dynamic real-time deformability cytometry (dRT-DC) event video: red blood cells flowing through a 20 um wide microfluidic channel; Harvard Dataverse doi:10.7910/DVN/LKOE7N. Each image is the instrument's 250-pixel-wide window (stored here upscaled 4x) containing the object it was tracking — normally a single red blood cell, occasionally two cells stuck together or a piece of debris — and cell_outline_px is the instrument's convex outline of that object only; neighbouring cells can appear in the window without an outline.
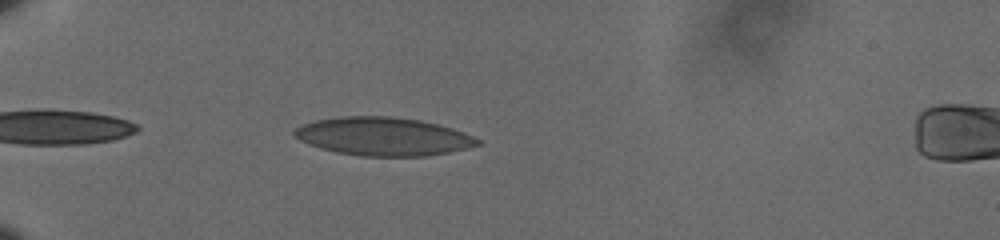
{"species": "human", "species_latin": "Homo sapiens", "temperature_condition": "cold", "stored_images_in_passage": 43, "camera_frame_rate_fps": 3000, "um_per_image_px": 0.085, "donor": {"sex": "male"}, "frame": {"image": 1, "passage_image": 3, "time_ms": 0.667, "image_size_px": [1000, 240], "cell_outline_px": [[480, 144], [468, 148], [448, 152], [424, 156], [360, 156], [336, 152], [320, 148], [308, 144], [300, 140], [292, 132], [300, 124], [316, 120], [340, 116], [388, 116], [420, 120], [452, 128], [464, 132], [480, 140]], "centroid_in_image_um": [32.55, 11.59], "position_along_channel_um": 52.5, "area_um2": 40.81}}
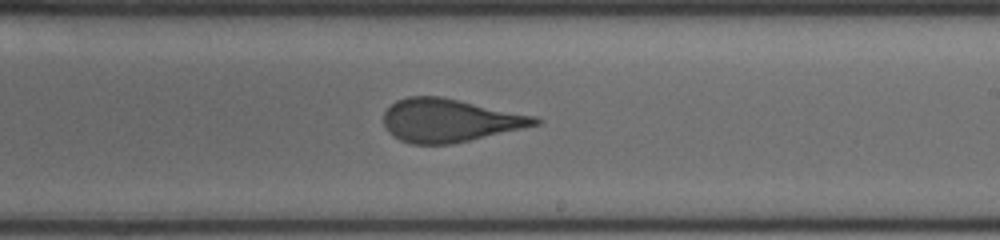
{"frame": {"image": 2, "passage_image": 22, "time_ms": 7.0, "image_size_px": [1000, 240], "cell_outline_px": [[544, 120], [540, 124], [452, 144], [412, 144], [400, 140], [388, 132], [384, 124], [384, 112], [396, 100], [408, 96], [440, 96], [536, 116]], "centroid_in_image_um": [38.21, 10.23], "position_along_channel_um": 250.8, "area_um2": 37.92}}
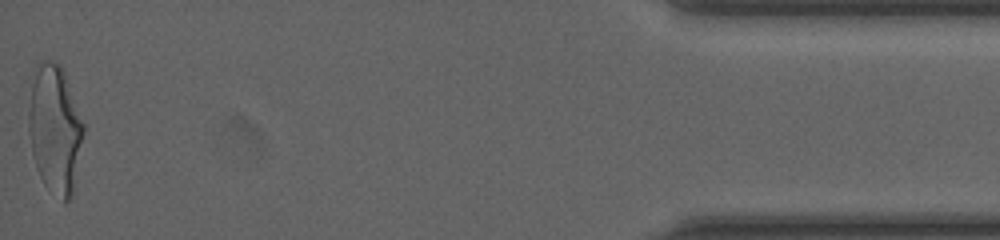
{"frame": {"image": 3, "passage_image": 43, "time_ms": 14.0, "image_size_px": [1000, 240], "cell_outline_px": [[84, 132], [72, 200], [64, 204], [44, 184], [36, 168], [32, 152], [28, 128], [28, 112], [32, 84], [36, 60], [52, 60], [60, 64], [64, 72], [84, 124]], "centroid_in_image_um": [4.67, 10.99], "position_along_channel_um": 430.5, "area_um2": 41.38}, "authors_computed_cell_mechanics": {"area_um2": 39.3618, "velocity_mm_per_s": 3.6092, "shape_relaxation_time_tau1_ms": 6.4832, "shape_relaxation_time_tau2_ms": 0.8311, "deformation_change_tau1": 0.1973, "deformation_change_tau2": 0.0808}}